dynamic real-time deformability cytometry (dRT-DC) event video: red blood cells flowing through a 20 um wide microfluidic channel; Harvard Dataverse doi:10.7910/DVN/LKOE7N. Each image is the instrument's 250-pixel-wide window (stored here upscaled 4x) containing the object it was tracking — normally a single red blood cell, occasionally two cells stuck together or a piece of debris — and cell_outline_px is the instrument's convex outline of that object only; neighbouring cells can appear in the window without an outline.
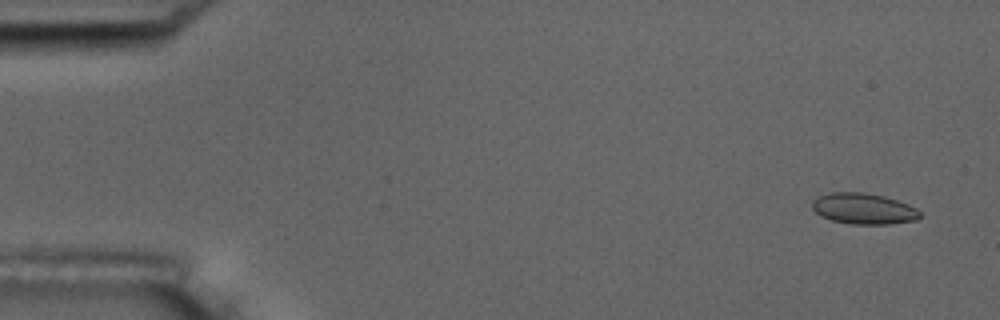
{"species": "common noctule bat (a hibernating species)", "species_latin": "Nyctalus noctula", "temperature_condition": "room temperature", "stored_images_in_passage": 6, "camera_frame_rate_fps": 3000, "um_per_image_px": 0.085, "animal": {"sex": "male", "body_mass_g": 17.5, "forearm_length_mm": 52.3}, "frame": {"image": 1, "passage_image": 1, "time_ms": 0.0, "image_size_px": [1000, 320], "cell_outline_px": [[920, 216], [916, 220], [888, 224], [852, 224], [832, 220], [820, 216], [812, 208], [812, 200], [820, 196], [832, 192], [864, 192], [884, 196], [908, 204], [916, 208], [920, 212]], "centroid_in_image_um": [73.4, 17.73], "position_along_channel_um": 11.6, "area_um2": 19.36}}
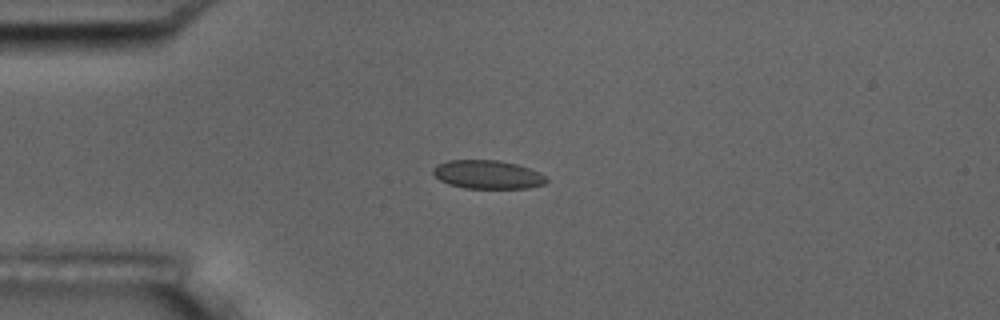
{"frame": {"image": 2, "passage_image": 4, "time_ms": 3.667, "image_size_px": [1000, 320], "cell_outline_px": [[548, 180], [544, 184], [528, 188], [464, 188], [448, 184], [440, 180], [432, 172], [432, 168], [436, 164], [448, 160], [500, 160], [516, 164], [540, 172]], "centroid_in_image_um": [41.42, 14.83], "position_along_channel_um": 43.6, "area_um2": 18.9}}